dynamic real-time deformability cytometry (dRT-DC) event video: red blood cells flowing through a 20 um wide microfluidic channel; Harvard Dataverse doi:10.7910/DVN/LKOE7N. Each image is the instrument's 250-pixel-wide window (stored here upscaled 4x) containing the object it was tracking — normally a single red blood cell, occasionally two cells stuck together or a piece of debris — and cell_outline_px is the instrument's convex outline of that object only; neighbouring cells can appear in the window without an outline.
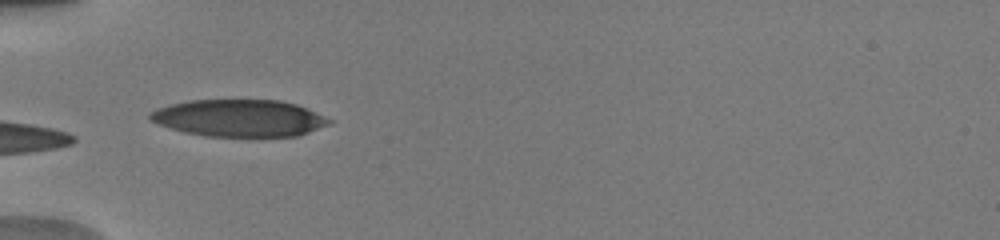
{"species": "human", "species_latin": "Homo sapiens", "temperature_condition": "warm", "stored_images_in_passage": 5, "camera_frame_rate_fps": 3000, "um_per_image_px": 0.085, "donor": {"sex": "male"}, "frame": {"image": 1, "passage_image": 2, "time_ms": 0.667, "image_size_px": [1000, 240], "cell_outline_px": [[332, 124], [296, 136], [204, 136], [184, 132], [160, 124], [152, 120], [148, 116], [148, 112], [156, 108], [188, 100], [280, 100], [296, 104], [308, 108], [332, 120]], "centroid_in_image_um": [20.35, 10.03], "position_along_channel_um": 64.6, "area_um2": 38.61}}